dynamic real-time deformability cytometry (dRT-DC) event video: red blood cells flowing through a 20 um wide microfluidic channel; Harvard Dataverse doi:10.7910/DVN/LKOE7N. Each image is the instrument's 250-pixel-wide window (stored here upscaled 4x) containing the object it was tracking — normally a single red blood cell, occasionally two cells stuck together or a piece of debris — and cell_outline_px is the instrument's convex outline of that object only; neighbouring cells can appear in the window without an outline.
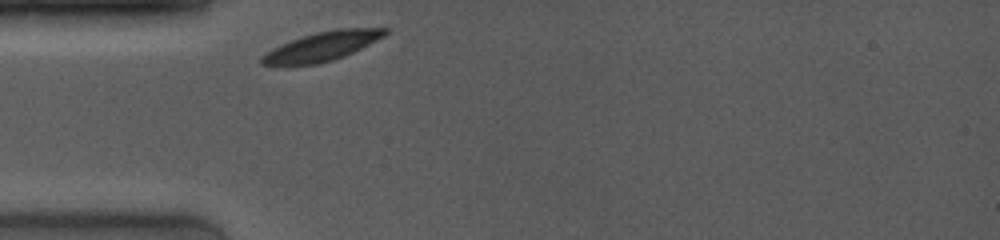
{"species": "common noctule bat (a hibernating species)", "species_latin": "Nyctalus noctula", "temperature_condition": "room temperature", "stored_images_in_passage": 41, "camera_frame_rate_fps": 4000, "um_per_image_px": 0.085, "animal": {"sex": "female", "body_mass_g": 19.0, "forearm_length_mm": 53.3}, "frame": {"image": 1, "passage_image": 1, "time_ms": 0.0, "image_size_px": [1000, 240], "cell_outline_px": [[388, 32], [384, 36], [344, 56], [332, 60], [316, 64], [260, 64], [260, 56], [272, 48], [280, 44], [300, 36], [316, 32], [336, 28], [388, 28]], "centroid_in_image_um": [27.35, 3.91], "position_along_channel_um": 57.6, "area_um2": 20.63}}
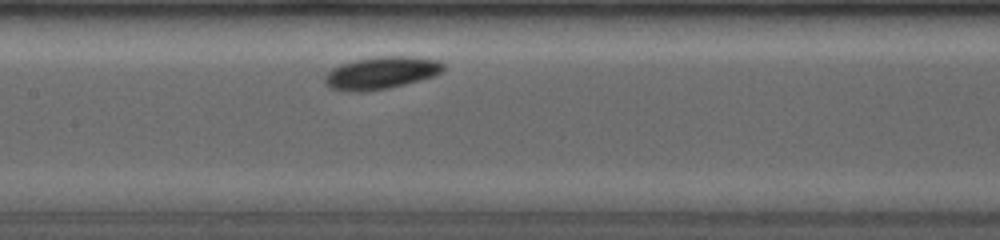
{"frame": {"image": 2, "passage_image": 17, "time_ms": 3.25, "image_size_px": [1000, 240], "cell_outline_px": [[444, 68], [436, 76], [388, 88], [364, 92], [348, 92], [328, 88], [324, 84], [324, 76], [332, 68], [340, 64], [356, 60], [380, 56], [412, 56], [440, 60], [444, 64]], "centroid_in_image_um": [32.38, 6.2], "position_along_channel_um": 175.0, "area_um2": 22.66}}
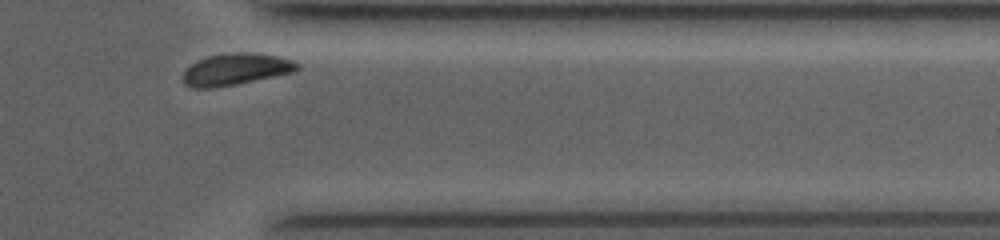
{"frame": {"image": 3, "passage_image": 37, "time_ms": 9.0, "image_size_px": [1000, 240], "cell_outline_px": [[300, 68], [292, 72], [276, 76], [212, 88], [192, 88], [184, 84], [184, 68], [196, 60], [208, 56], [236, 52], [252, 52], [276, 56], [292, 60], [300, 64]], "centroid_in_image_um": [20.01, 5.88], "position_along_channel_um": 391.4, "area_um2": 21.04}, "authors_computed_cell_mechanics": {"area_um2": 21.2126, "velocity_mm_per_s": 3.7527, "shape_relaxation_time_tau1_ms": null, "shape_relaxation_time_tau2_ms": 7.0628, "deformation_change_tau1": null, "deformation_change_tau2": 0.0461}}